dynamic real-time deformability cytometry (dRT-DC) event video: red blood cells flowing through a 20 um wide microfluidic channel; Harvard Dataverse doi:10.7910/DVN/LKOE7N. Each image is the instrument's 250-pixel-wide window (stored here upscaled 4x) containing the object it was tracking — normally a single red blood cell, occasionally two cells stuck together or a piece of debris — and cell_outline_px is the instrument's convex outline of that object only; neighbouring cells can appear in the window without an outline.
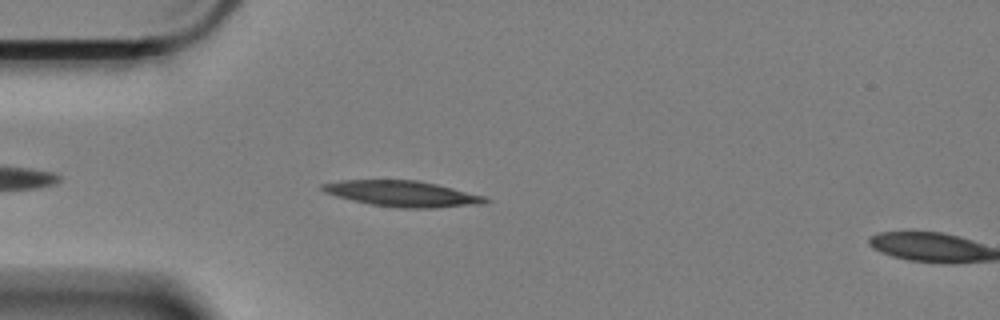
{"species": "Egyptian fruit bat (a non-hibernating species)", "species_latin": "Rousettus aegyptiacus", "temperature_condition": "cold", "stored_images_in_passage": 6, "camera_frame_rate_fps": 3000, "um_per_image_px": 0.085, "animal": {"sex": "female"}, "frame": {"image": 1, "passage_image": 5, "time_ms": 1.333, "image_size_px": [1000, 320], "cell_outline_px": [[488, 200], [480, 204], [436, 208], [400, 208], [372, 204], [352, 200], [336, 196], [324, 192], [320, 188], [320, 184], [340, 180], [416, 180], [436, 184], [484, 196]], "centroid_in_image_um": [34.14, 16.46], "position_along_channel_um": 50.9, "area_um2": 24.28}}